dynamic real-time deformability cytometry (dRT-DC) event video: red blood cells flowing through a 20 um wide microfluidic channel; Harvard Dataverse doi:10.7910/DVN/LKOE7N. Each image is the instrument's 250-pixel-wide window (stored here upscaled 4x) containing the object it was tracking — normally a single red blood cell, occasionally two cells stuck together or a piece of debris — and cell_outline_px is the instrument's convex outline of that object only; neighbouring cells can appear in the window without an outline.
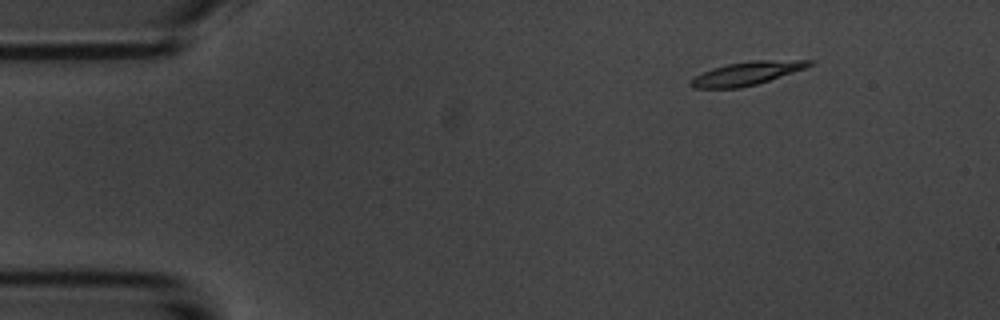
{"species": "common noctule bat (a hibernating species)", "species_latin": "Nyctalus noctula", "temperature_condition": "room temperature", "stored_images_in_passage": 6, "camera_frame_rate_fps": 3000, "um_per_image_px": 0.085, "animal": {"sex": "male", "body_mass_g": 20.1, "forearm_length_mm": 53.5}, "frame": {"image": 1, "passage_image": 2, "time_ms": 1.0, "image_size_px": [1000, 320], "cell_outline_px": [[816, 64], [756, 84], [740, 88], [692, 88], [688, 84], [696, 76], [712, 68], [728, 64], [752, 60], [816, 60]], "centroid_in_image_um": [63.49, 6.23], "position_along_channel_um": 21.5, "area_um2": 15.95}}
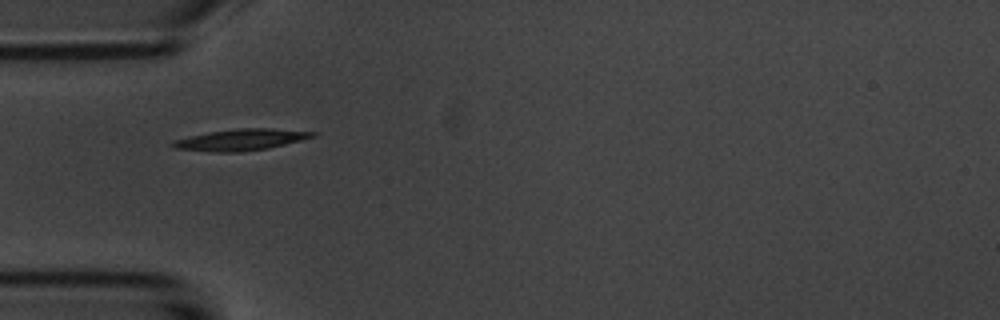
{"frame": {"image": 2, "passage_image": 5, "time_ms": 4.333, "image_size_px": [1000, 320], "cell_outline_px": [[320, 132], [316, 136], [268, 148], [240, 152], [212, 152], [176, 148], [168, 144], [172, 140], [188, 136], [208, 132], [236, 128], [272, 128]], "centroid_in_image_um": [20.46, 11.86], "position_along_channel_um": 64.5, "area_um2": 17.57}}
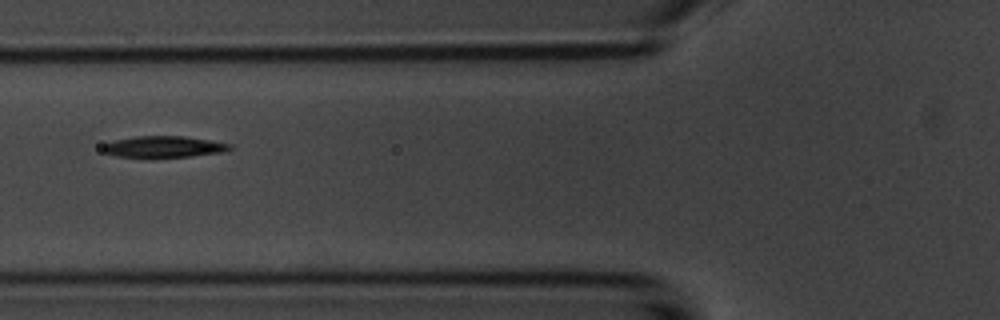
{"frame": {"image": 3, "passage_image": 6, "time_ms": 5.667, "image_size_px": [1000, 320], "cell_outline_px": [[232, 148], [224, 152], [192, 156], [116, 156], [104, 152], [100, 148], [104, 144], [112, 140], [136, 136], [184, 136], [232, 144]], "centroid_in_image_um": [13.91, 12.45], "position_along_channel_um": 111.9, "area_um2": 15.55}}